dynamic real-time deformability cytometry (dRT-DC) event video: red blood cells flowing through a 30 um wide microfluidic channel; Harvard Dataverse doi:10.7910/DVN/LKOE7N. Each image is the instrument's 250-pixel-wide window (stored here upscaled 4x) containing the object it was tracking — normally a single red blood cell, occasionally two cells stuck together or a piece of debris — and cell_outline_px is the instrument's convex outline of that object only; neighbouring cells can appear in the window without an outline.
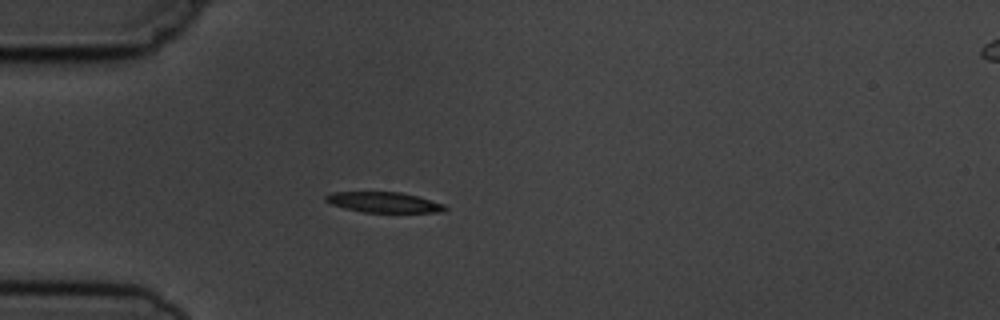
{"species": "common noctule bat (a hibernating species)", "species_latin": "Nyctalus noctula", "temperature_condition": "cold", "stored_images_in_passage": 4, "camera_frame_rate_fps": 3000, "um_per_image_px": 0.085, "animal": {"sex": "male", "body_mass_g": 19.5, "forearm_length_mm": 54.6}, "frame": {"image": 1, "passage_image": 3, "time_ms": 3.333, "image_size_px": [1000, 320], "cell_outline_px": [[448, 208], [440, 212], [364, 212], [344, 208], [332, 204], [324, 200], [324, 196], [332, 192], [400, 192], [416, 196], [444, 204]], "centroid_in_image_um": [32.59, 17.19], "position_along_channel_um": 52.4, "area_um2": 14.05}}